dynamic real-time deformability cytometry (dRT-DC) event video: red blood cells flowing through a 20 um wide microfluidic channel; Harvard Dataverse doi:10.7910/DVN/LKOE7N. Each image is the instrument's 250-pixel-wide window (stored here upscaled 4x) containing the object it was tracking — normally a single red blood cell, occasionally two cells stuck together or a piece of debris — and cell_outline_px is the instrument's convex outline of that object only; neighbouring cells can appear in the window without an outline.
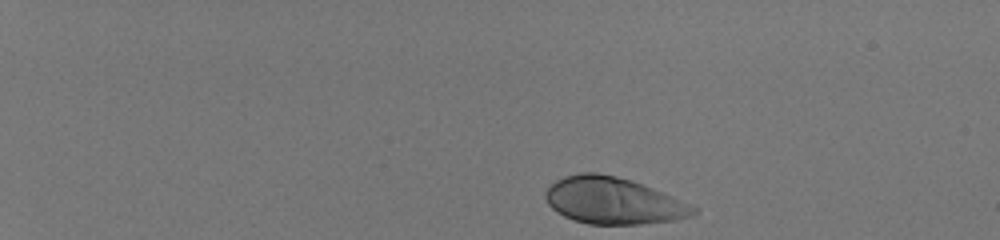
{"species": "human", "species_latin": "Homo sapiens", "temperature_condition": "room temperature", "stored_images_in_passage": 42, "camera_frame_rate_fps": 3000, "um_per_image_px": 0.085, "donor": {"sex": "male"}, "frame": {"image": 1, "passage_image": 1, "time_ms": 0.0, "image_size_px": [1000, 240], "cell_outline_px": [[700, 208], [692, 216], [676, 220], [640, 224], [588, 224], [564, 216], [556, 212], [548, 204], [544, 196], [544, 192], [556, 180], [564, 176], [580, 172], [596, 172], [616, 176], [632, 180], [672, 196]], "centroid_in_image_um": [52.13, 17.06], "position_along_channel_um": 32.9, "area_um2": 40.34}}
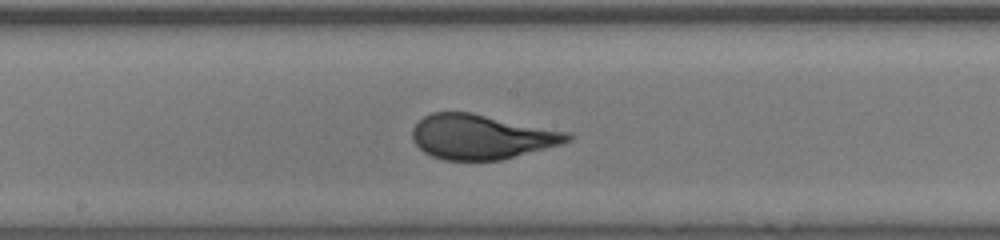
{"frame": {"image": 2, "passage_image": 24, "time_ms": 7.667, "image_size_px": [1000, 240], "cell_outline_px": [[572, 140], [560, 144], [500, 160], [444, 160], [432, 156], [424, 152], [412, 140], [412, 128], [424, 116], [432, 112], [472, 112], [572, 132]], "centroid_in_image_um": [40.93, 11.61], "position_along_channel_um": 207.3, "area_um2": 40.52}}
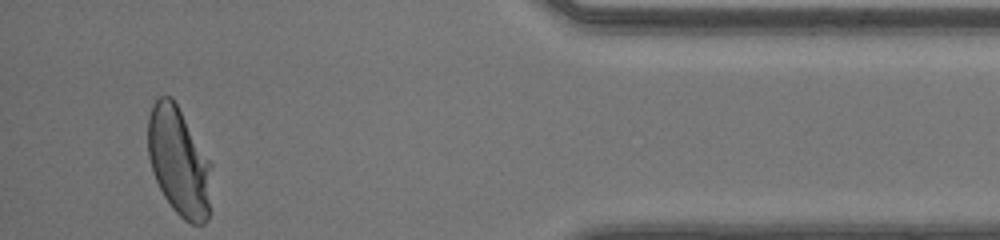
{"frame": {"image": 3, "passage_image": 42, "time_ms": 13.667, "image_size_px": [1000, 240], "cell_outline_px": [[212, 168], [208, 220], [204, 224], [192, 224], [184, 220], [172, 208], [164, 196], [152, 172], [148, 156], [148, 116], [152, 104], [160, 96], [172, 96], [212, 164]], "centroid_in_image_um": [15.21, 13.74], "position_along_channel_um": 420.0, "area_um2": 40.34}, "authors_computed_cell_mechanics": {"area_um2": 40.4022, "velocity_mm_per_s": 4.0997, "shape_relaxation_time_tau1_ms": 3.8819, "shape_relaxation_time_tau2_ms": null, "deformation_change_tau1": 0.1911, "deformation_change_tau2": null}}